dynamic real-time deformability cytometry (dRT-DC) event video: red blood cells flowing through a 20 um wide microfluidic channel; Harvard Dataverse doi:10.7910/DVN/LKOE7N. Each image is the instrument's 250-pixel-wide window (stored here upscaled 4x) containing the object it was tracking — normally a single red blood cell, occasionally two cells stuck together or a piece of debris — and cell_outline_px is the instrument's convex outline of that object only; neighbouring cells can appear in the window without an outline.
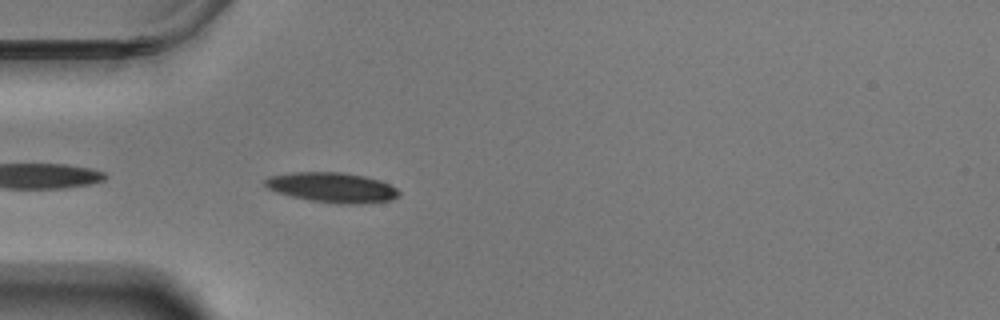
{"species": "Egyptian fruit bat (a non-hibernating species)", "species_latin": "Rousettus aegyptiacus", "temperature_condition": "warm", "stored_images_in_passage": 27, "camera_frame_rate_fps": 3000, "um_per_image_px": 0.085, "animal": {"sex": "male"}, "frame": {"image": 1, "passage_image": 2, "time_ms": 0.333, "image_size_px": [1000, 320], "cell_outline_px": [[400, 196], [392, 200], [360, 204], [336, 204], [312, 200], [292, 196], [276, 192], [268, 188], [264, 184], [264, 180], [268, 176], [292, 172], [344, 172], [364, 176], [380, 180], [396, 188], [400, 192]], "centroid_in_image_um": [28.25, 15.93], "position_along_channel_um": 56.8, "area_um2": 23.52}}
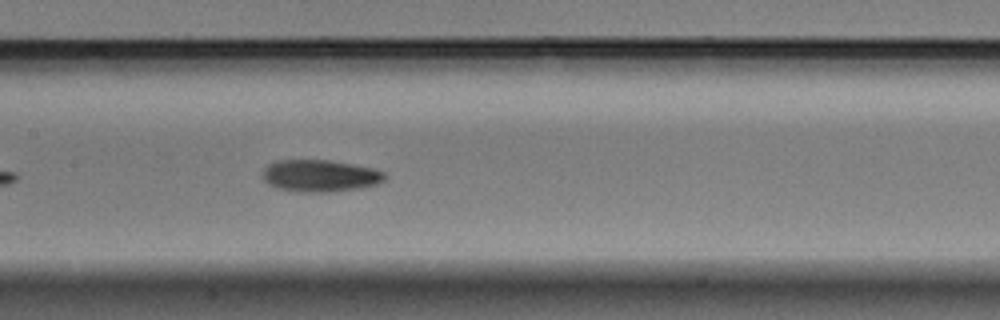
{"frame": {"image": 2, "passage_image": 13, "time_ms": 4.0, "image_size_px": [1000, 320], "cell_outline_px": [[388, 176], [384, 180], [376, 184], [360, 188], [328, 192], [296, 192], [276, 188], [268, 184], [260, 176], [264, 168], [268, 164], [280, 160], [328, 160], [352, 164], [372, 168], [384, 172]], "centroid_in_image_um": [27.17, 14.95], "position_along_channel_um": 180.2, "area_um2": 22.95}}
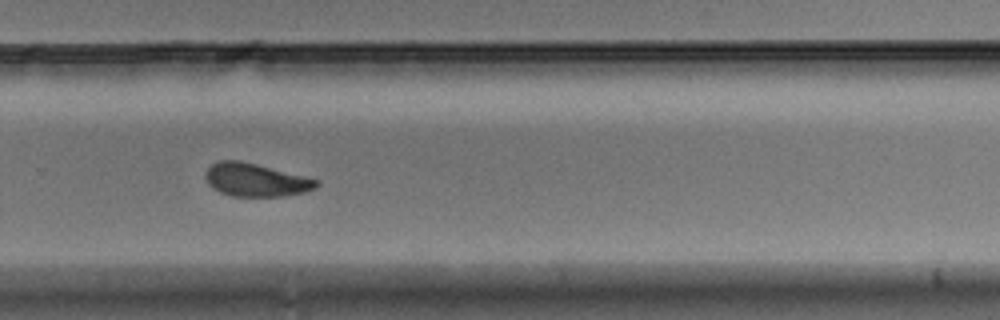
{"frame": {"image": 3, "passage_image": 24, "time_ms": 7.667, "image_size_px": [1000, 320], "cell_outline_px": [[320, 184], [316, 188], [304, 192], [284, 196], [232, 196], [220, 192], [212, 188], [208, 184], [204, 176], [204, 172], [212, 164], [220, 160], [240, 160], [320, 180]], "centroid_in_image_um": [21.72, 15.29], "position_along_channel_um": 308.1, "area_um2": 21.44}}